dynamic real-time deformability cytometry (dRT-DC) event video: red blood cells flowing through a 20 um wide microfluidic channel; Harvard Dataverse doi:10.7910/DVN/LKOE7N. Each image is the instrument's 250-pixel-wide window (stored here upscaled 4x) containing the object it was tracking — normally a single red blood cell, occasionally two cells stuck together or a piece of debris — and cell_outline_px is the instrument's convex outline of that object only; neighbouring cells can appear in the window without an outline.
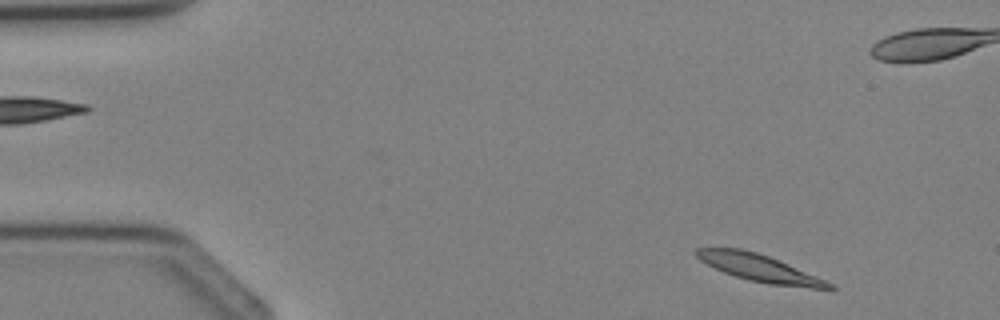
{"species": "Egyptian fruit bat (a non-hibernating species)", "species_latin": "Rousettus aegyptiacus", "temperature_condition": "cold", "stored_images_in_passage": 3, "segment_of_instrument_passage": [2, 2], "camera_frame_rate_fps": 3000, "um_per_image_px": 0.085, "animal": {"sex": "female"}, "frame": {"image": 1, "passage_image": 3, "time_ms": 3.0, "image_size_px": [1000, 320], "cell_outline_px": [[836, 288], [812, 288], [768, 284], [748, 280], [724, 272], [700, 260], [692, 252], [696, 248], [740, 248], [756, 252], [768, 256], [824, 280], [832, 284]], "centroid_in_image_um": [64.46, 22.77], "position_along_channel_um": 20.5, "area_um2": 20.4}}